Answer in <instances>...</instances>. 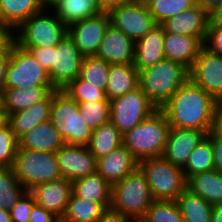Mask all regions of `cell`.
<instances>
[{
    "label": "cell",
    "mask_w": 222,
    "mask_h": 222,
    "mask_svg": "<svg viewBox=\"0 0 222 222\" xmlns=\"http://www.w3.org/2000/svg\"><path fill=\"white\" fill-rule=\"evenodd\" d=\"M122 144V134L111 121H108L92 131L87 147L96 159H100Z\"/></svg>",
    "instance_id": "1f68e13d"
},
{
    "label": "cell",
    "mask_w": 222,
    "mask_h": 222,
    "mask_svg": "<svg viewBox=\"0 0 222 222\" xmlns=\"http://www.w3.org/2000/svg\"><path fill=\"white\" fill-rule=\"evenodd\" d=\"M0 222H13L8 210L0 208Z\"/></svg>",
    "instance_id": "6f0895ef"
},
{
    "label": "cell",
    "mask_w": 222,
    "mask_h": 222,
    "mask_svg": "<svg viewBox=\"0 0 222 222\" xmlns=\"http://www.w3.org/2000/svg\"><path fill=\"white\" fill-rule=\"evenodd\" d=\"M204 47L211 53L222 56V24L209 21Z\"/></svg>",
    "instance_id": "7bdbcfd3"
},
{
    "label": "cell",
    "mask_w": 222,
    "mask_h": 222,
    "mask_svg": "<svg viewBox=\"0 0 222 222\" xmlns=\"http://www.w3.org/2000/svg\"><path fill=\"white\" fill-rule=\"evenodd\" d=\"M65 144L51 120L27 131L18 139V147L56 153Z\"/></svg>",
    "instance_id": "cb8c5ba5"
},
{
    "label": "cell",
    "mask_w": 222,
    "mask_h": 222,
    "mask_svg": "<svg viewBox=\"0 0 222 222\" xmlns=\"http://www.w3.org/2000/svg\"><path fill=\"white\" fill-rule=\"evenodd\" d=\"M43 9L53 10L60 0H39Z\"/></svg>",
    "instance_id": "9f6ffc18"
},
{
    "label": "cell",
    "mask_w": 222,
    "mask_h": 222,
    "mask_svg": "<svg viewBox=\"0 0 222 222\" xmlns=\"http://www.w3.org/2000/svg\"><path fill=\"white\" fill-rule=\"evenodd\" d=\"M41 10L39 0H0V21L15 30Z\"/></svg>",
    "instance_id": "4dcf8cb0"
},
{
    "label": "cell",
    "mask_w": 222,
    "mask_h": 222,
    "mask_svg": "<svg viewBox=\"0 0 222 222\" xmlns=\"http://www.w3.org/2000/svg\"><path fill=\"white\" fill-rule=\"evenodd\" d=\"M164 38V28L161 24H157L135 42L134 66L138 71L154 66L165 58Z\"/></svg>",
    "instance_id": "44dd1931"
},
{
    "label": "cell",
    "mask_w": 222,
    "mask_h": 222,
    "mask_svg": "<svg viewBox=\"0 0 222 222\" xmlns=\"http://www.w3.org/2000/svg\"><path fill=\"white\" fill-rule=\"evenodd\" d=\"M209 21V12L195 4L172 18H169L161 25L165 33L198 37L204 43Z\"/></svg>",
    "instance_id": "ac0fdd59"
},
{
    "label": "cell",
    "mask_w": 222,
    "mask_h": 222,
    "mask_svg": "<svg viewBox=\"0 0 222 222\" xmlns=\"http://www.w3.org/2000/svg\"><path fill=\"white\" fill-rule=\"evenodd\" d=\"M214 170V159L211 141L206 137L188 156L183 168L185 178Z\"/></svg>",
    "instance_id": "836d02e7"
},
{
    "label": "cell",
    "mask_w": 222,
    "mask_h": 222,
    "mask_svg": "<svg viewBox=\"0 0 222 222\" xmlns=\"http://www.w3.org/2000/svg\"><path fill=\"white\" fill-rule=\"evenodd\" d=\"M56 155L62 178L73 182L96 172L97 159L87 146L64 144Z\"/></svg>",
    "instance_id": "9a60e30c"
},
{
    "label": "cell",
    "mask_w": 222,
    "mask_h": 222,
    "mask_svg": "<svg viewBox=\"0 0 222 222\" xmlns=\"http://www.w3.org/2000/svg\"><path fill=\"white\" fill-rule=\"evenodd\" d=\"M18 148V139L7 123L0 129V167L13 168Z\"/></svg>",
    "instance_id": "60d3db41"
},
{
    "label": "cell",
    "mask_w": 222,
    "mask_h": 222,
    "mask_svg": "<svg viewBox=\"0 0 222 222\" xmlns=\"http://www.w3.org/2000/svg\"><path fill=\"white\" fill-rule=\"evenodd\" d=\"M110 24L108 12L86 18L68 27V34L84 56L96 55Z\"/></svg>",
    "instance_id": "5bb4252c"
},
{
    "label": "cell",
    "mask_w": 222,
    "mask_h": 222,
    "mask_svg": "<svg viewBox=\"0 0 222 222\" xmlns=\"http://www.w3.org/2000/svg\"><path fill=\"white\" fill-rule=\"evenodd\" d=\"M110 64L93 56H84L79 77L105 92L108 83Z\"/></svg>",
    "instance_id": "e575fe53"
},
{
    "label": "cell",
    "mask_w": 222,
    "mask_h": 222,
    "mask_svg": "<svg viewBox=\"0 0 222 222\" xmlns=\"http://www.w3.org/2000/svg\"><path fill=\"white\" fill-rule=\"evenodd\" d=\"M203 47L204 43L198 37L165 33L164 57L179 62L188 69Z\"/></svg>",
    "instance_id": "603a6c76"
},
{
    "label": "cell",
    "mask_w": 222,
    "mask_h": 222,
    "mask_svg": "<svg viewBox=\"0 0 222 222\" xmlns=\"http://www.w3.org/2000/svg\"><path fill=\"white\" fill-rule=\"evenodd\" d=\"M135 42L109 24L96 57L108 64H134Z\"/></svg>",
    "instance_id": "d6986e66"
},
{
    "label": "cell",
    "mask_w": 222,
    "mask_h": 222,
    "mask_svg": "<svg viewBox=\"0 0 222 222\" xmlns=\"http://www.w3.org/2000/svg\"><path fill=\"white\" fill-rule=\"evenodd\" d=\"M53 86H32L31 88H9L2 91V105L7 116L25 110L35 103L43 101L52 91Z\"/></svg>",
    "instance_id": "d4e9b609"
},
{
    "label": "cell",
    "mask_w": 222,
    "mask_h": 222,
    "mask_svg": "<svg viewBox=\"0 0 222 222\" xmlns=\"http://www.w3.org/2000/svg\"><path fill=\"white\" fill-rule=\"evenodd\" d=\"M138 167L145 174L153 200L176 201L186 188L183 169L163 157L144 159Z\"/></svg>",
    "instance_id": "ba28073f"
},
{
    "label": "cell",
    "mask_w": 222,
    "mask_h": 222,
    "mask_svg": "<svg viewBox=\"0 0 222 222\" xmlns=\"http://www.w3.org/2000/svg\"><path fill=\"white\" fill-rule=\"evenodd\" d=\"M83 58L69 34L53 47V66L48 75L56 90L65 89L80 75Z\"/></svg>",
    "instance_id": "7c38bea8"
},
{
    "label": "cell",
    "mask_w": 222,
    "mask_h": 222,
    "mask_svg": "<svg viewBox=\"0 0 222 222\" xmlns=\"http://www.w3.org/2000/svg\"><path fill=\"white\" fill-rule=\"evenodd\" d=\"M53 86L46 70L26 49L12 44L6 69L4 89Z\"/></svg>",
    "instance_id": "9c48e42d"
},
{
    "label": "cell",
    "mask_w": 222,
    "mask_h": 222,
    "mask_svg": "<svg viewBox=\"0 0 222 222\" xmlns=\"http://www.w3.org/2000/svg\"><path fill=\"white\" fill-rule=\"evenodd\" d=\"M211 222H222V203L213 206Z\"/></svg>",
    "instance_id": "11a10c76"
},
{
    "label": "cell",
    "mask_w": 222,
    "mask_h": 222,
    "mask_svg": "<svg viewBox=\"0 0 222 222\" xmlns=\"http://www.w3.org/2000/svg\"><path fill=\"white\" fill-rule=\"evenodd\" d=\"M98 222H134L129 216L108 208Z\"/></svg>",
    "instance_id": "c3c4849f"
},
{
    "label": "cell",
    "mask_w": 222,
    "mask_h": 222,
    "mask_svg": "<svg viewBox=\"0 0 222 222\" xmlns=\"http://www.w3.org/2000/svg\"><path fill=\"white\" fill-rule=\"evenodd\" d=\"M52 101L53 91L43 101L8 115V124L17 139L39 124L51 120Z\"/></svg>",
    "instance_id": "7402d4cb"
},
{
    "label": "cell",
    "mask_w": 222,
    "mask_h": 222,
    "mask_svg": "<svg viewBox=\"0 0 222 222\" xmlns=\"http://www.w3.org/2000/svg\"><path fill=\"white\" fill-rule=\"evenodd\" d=\"M0 106H3L2 105V91H0Z\"/></svg>",
    "instance_id": "91938a15"
},
{
    "label": "cell",
    "mask_w": 222,
    "mask_h": 222,
    "mask_svg": "<svg viewBox=\"0 0 222 222\" xmlns=\"http://www.w3.org/2000/svg\"><path fill=\"white\" fill-rule=\"evenodd\" d=\"M72 192L82 199L111 204L112 186L97 172L73 181Z\"/></svg>",
    "instance_id": "f1b7e54d"
},
{
    "label": "cell",
    "mask_w": 222,
    "mask_h": 222,
    "mask_svg": "<svg viewBox=\"0 0 222 222\" xmlns=\"http://www.w3.org/2000/svg\"><path fill=\"white\" fill-rule=\"evenodd\" d=\"M78 109L92 131L110 121V101L80 102Z\"/></svg>",
    "instance_id": "f35d334b"
},
{
    "label": "cell",
    "mask_w": 222,
    "mask_h": 222,
    "mask_svg": "<svg viewBox=\"0 0 222 222\" xmlns=\"http://www.w3.org/2000/svg\"><path fill=\"white\" fill-rule=\"evenodd\" d=\"M14 42V30L8 24L0 21V52H11Z\"/></svg>",
    "instance_id": "bcb514c9"
},
{
    "label": "cell",
    "mask_w": 222,
    "mask_h": 222,
    "mask_svg": "<svg viewBox=\"0 0 222 222\" xmlns=\"http://www.w3.org/2000/svg\"><path fill=\"white\" fill-rule=\"evenodd\" d=\"M51 122L65 144L88 145L92 130L81 117L78 103L63 90L53 91Z\"/></svg>",
    "instance_id": "8992f818"
},
{
    "label": "cell",
    "mask_w": 222,
    "mask_h": 222,
    "mask_svg": "<svg viewBox=\"0 0 222 222\" xmlns=\"http://www.w3.org/2000/svg\"><path fill=\"white\" fill-rule=\"evenodd\" d=\"M53 12L69 27L73 23L97 16L104 11L99 0H60Z\"/></svg>",
    "instance_id": "83f0119b"
},
{
    "label": "cell",
    "mask_w": 222,
    "mask_h": 222,
    "mask_svg": "<svg viewBox=\"0 0 222 222\" xmlns=\"http://www.w3.org/2000/svg\"><path fill=\"white\" fill-rule=\"evenodd\" d=\"M218 102L188 79L160 108L170 127L198 129L207 134L214 129Z\"/></svg>",
    "instance_id": "6da1fadb"
},
{
    "label": "cell",
    "mask_w": 222,
    "mask_h": 222,
    "mask_svg": "<svg viewBox=\"0 0 222 222\" xmlns=\"http://www.w3.org/2000/svg\"><path fill=\"white\" fill-rule=\"evenodd\" d=\"M170 125L161 109H156L132 130L122 135L123 145L138 161L162 157Z\"/></svg>",
    "instance_id": "3957f363"
},
{
    "label": "cell",
    "mask_w": 222,
    "mask_h": 222,
    "mask_svg": "<svg viewBox=\"0 0 222 222\" xmlns=\"http://www.w3.org/2000/svg\"><path fill=\"white\" fill-rule=\"evenodd\" d=\"M195 4L210 12L216 7L222 0H194Z\"/></svg>",
    "instance_id": "db71d44e"
},
{
    "label": "cell",
    "mask_w": 222,
    "mask_h": 222,
    "mask_svg": "<svg viewBox=\"0 0 222 222\" xmlns=\"http://www.w3.org/2000/svg\"><path fill=\"white\" fill-rule=\"evenodd\" d=\"M111 204H100L77 197L73 192L60 222H98Z\"/></svg>",
    "instance_id": "f546056e"
},
{
    "label": "cell",
    "mask_w": 222,
    "mask_h": 222,
    "mask_svg": "<svg viewBox=\"0 0 222 222\" xmlns=\"http://www.w3.org/2000/svg\"><path fill=\"white\" fill-rule=\"evenodd\" d=\"M139 222H184L176 201L153 200Z\"/></svg>",
    "instance_id": "8d00e7d4"
},
{
    "label": "cell",
    "mask_w": 222,
    "mask_h": 222,
    "mask_svg": "<svg viewBox=\"0 0 222 222\" xmlns=\"http://www.w3.org/2000/svg\"><path fill=\"white\" fill-rule=\"evenodd\" d=\"M13 169L16 178L26 191L41 183L62 178L57 155L53 152L18 147Z\"/></svg>",
    "instance_id": "52a82bcc"
},
{
    "label": "cell",
    "mask_w": 222,
    "mask_h": 222,
    "mask_svg": "<svg viewBox=\"0 0 222 222\" xmlns=\"http://www.w3.org/2000/svg\"><path fill=\"white\" fill-rule=\"evenodd\" d=\"M108 15L110 24L118 28L134 42L157 25L146 3L141 0L113 7L108 11Z\"/></svg>",
    "instance_id": "8fae6325"
},
{
    "label": "cell",
    "mask_w": 222,
    "mask_h": 222,
    "mask_svg": "<svg viewBox=\"0 0 222 222\" xmlns=\"http://www.w3.org/2000/svg\"><path fill=\"white\" fill-rule=\"evenodd\" d=\"M186 188L212 206L222 203V173L217 170L189 176Z\"/></svg>",
    "instance_id": "4316f807"
},
{
    "label": "cell",
    "mask_w": 222,
    "mask_h": 222,
    "mask_svg": "<svg viewBox=\"0 0 222 222\" xmlns=\"http://www.w3.org/2000/svg\"><path fill=\"white\" fill-rule=\"evenodd\" d=\"M139 87V72L134 64H110L106 98L111 101Z\"/></svg>",
    "instance_id": "484cf974"
},
{
    "label": "cell",
    "mask_w": 222,
    "mask_h": 222,
    "mask_svg": "<svg viewBox=\"0 0 222 222\" xmlns=\"http://www.w3.org/2000/svg\"><path fill=\"white\" fill-rule=\"evenodd\" d=\"M213 131L222 137V103H218L215 113V125Z\"/></svg>",
    "instance_id": "816d5d0a"
},
{
    "label": "cell",
    "mask_w": 222,
    "mask_h": 222,
    "mask_svg": "<svg viewBox=\"0 0 222 222\" xmlns=\"http://www.w3.org/2000/svg\"><path fill=\"white\" fill-rule=\"evenodd\" d=\"M29 192L33 195L36 204L44 207L61 220L72 194V181L59 178L36 185Z\"/></svg>",
    "instance_id": "e0dca14e"
},
{
    "label": "cell",
    "mask_w": 222,
    "mask_h": 222,
    "mask_svg": "<svg viewBox=\"0 0 222 222\" xmlns=\"http://www.w3.org/2000/svg\"><path fill=\"white\" fill-rule=\"evenodd\" d=\"M25 192L15 176L14 169L0 167V208L11 210Z\"/></svg>",
    "instance_id": "d590c367"
},
{
    "label": "cell",
    "mask_w": 222,
    "mask_h": 222,
    "mask_svg": "<svg viewBox=\"0 0 222 222\" xmlns=\"http://www.w3.org/2000/svg\"><path fill=\"white\" fill-rule=\"evenodd\" d=\"M189 79L211 96L222 103V56L211 53L203 47L192 67Z\"/></svg>",
    "instance_id": "4fadbf2b"
},
{
    "label": "cell",
    "mask_w": 222,
    "mask_h": 222,
    "mask_svg": "<svg viewBox=\"0 0 222 222\" xmlns=\"http://www.w3.org/2000/svg\"><path fill=\"white\" fill-rule=\"evenodd\" d=\"M138 167V161L123 144L107 156L97 159L96 172L111 186Z\"/></svg>",
    "instance_id": "ffe728a7"
},
{
    "label": "cell",
    "mask_w": 222,
    "mask_h": 222,
    "mask_svg": "<svg viewBox=\"0 0 222 222\" xmlns=\"http://www.w3.org/2000/svg\"><path fill=\"white\" fill-rule=\"evenodd\" d=\"M152 201L145 174L139 167L112 185L110 208L129 216L134 222L145 216Z\"/></svg>",
    "instance_id": "277c9868"
},
{
    "label": "cell",
    "mask_w": 222,
    "mask_h": 222,
    "mask_svg": "<svg viewBox=\"0 0 222 222\" xmlns=\"http://www.w3.org/2000/svg\"><path fill=\"white\" fill-rule=\"evenodd\" d=\"M8 123V116L3 106H0V129Z\"/></svg>",
    "instance_id": "680465c9"
},
{
    "label": "cell",
    "mask_w": 222,
    "mask_h": 222,
    "mask_svg": "<svg viewBox=\"0 0 222 222\" xmlns=\"http://www.w3.org/2000/svg\"><path fill=\"white\" fill-rule=\"evenodd\" d=\"M63 91L77 103L109 101L103 90L96 89L95 86L90 85L79 76L63 89Z\"/></svg>",
    "instance_id": "ab89813d"
},
{
    "label": "cell",
    "mask_w": 222,
    "mask_h": 222,
    "mask_svg": "<svg viewBox=\"0 0 222 222\" xmlns=\"http://www.w3.org/2000/svg\"><path fill=\"white\" fill-rule=\"evenodd\" d=\"M206 137L202 130L170 127L162 157L183 169L188 156Z\"/></svg>",
    "instance_id": "2e32d148"
},
{
    "label": "cell",
    "mask_w": 222,
    "mask_h": 222,
    "mask_svg": "<svg viewBox=\"0 0 222 222\" xmlns=\"http://www.w3.org/2000/svg\"><path fill=\"white\" fill-rule=\"evenodd\" d=\"M35 204L33 195L26 191L9 210L13 222H29L31 210Z\"/></svg>",
    "instance_id": "b9f144b4"
},
{
    "label": "cell",
    "mask_w": 222,
    "mask_h": 222,
    "mask_svg": "<svg viewBox=\"0 0 222 222\" xmlns=\"http://www.w3.org/2000/svg\"><path fill=\"white\" fill-rule=\"evenodd\" d=\"M29 222H60V219L35 203L30 213Z\"/></svg>",
    "instance_id": "7dc6e473"
},
{
    "label": "cell",
    "mask_w": 222,
    "mask_h": 222,
    "mask_svg": "<svg viewBox=\"0 0 222 222\" xmlns=\"http://www.w3.org/2000/svg\"><path fill=\"white\" fill-rule=\"evenodd\" d=\"M68 34V27L53 10L33 14L14 30L15 43L20 47H56Z\"/></svg>",
    "instance_id": "5b68a950"
},
{
    "label": "cell",
    "mask_w": 222,
    "mask_h": 222,
    "mask_svg": "<svg viewBox=\"0 0 222 222\" xmlns=\"http://www.w3.org/2000/svg\"><path fill=\"white\" fill-rule=\"evenodd\" d=\"M32 54L36 61L46 70L47 73L51 71L53 66V47H21Z\"/></svg>",
    "instance_id": "ee69618b"
},
{
    "label": "cell",
    "mask_w": 222,
    "mask_h": 222,
    "mask_svg": "<svg viewBox=\"0 0 222 222\" xmlns=\"http://www.w3.org/2000/svg\"><path fill=\"white\" fill-rule=\"evenodd\" d=\"M207 138L211 141L212 145L214 170L222 173V137L211 131L207 134Z\"/></svg>",
    "instance_id": "f6af8a7d"
},
{
    "label": "cell",
    "mask_w": 222,
    "mask_h": 222,
    "mask_svg": "<svg viewBox=\"0 0 222 222\" xmlns=\"http://www.w3.org/2000/svg\"><path fill=\"white\" fill-rule=\"evenodd\" d=\"M10 52H0V91H3Z\"/></svg>",
    "instance_id": "681fc988"
},
{
    "label": "cell",
    "mask_w": 222,
    "mask_h": 222,
    "mask_svg": "<svg viewBox=\"0 0 222 222\" xmlns=\"http://www.w3.org/2000/svg\"><path fill=\"white\" fill-rule=\"evenodd\" d=\"M138 72L140 89L157 109L189 79L188 68L166 58Z\"/></svg>",
    "instance_id": "7a4b0ae2"
},
{
    "label": "cell",
    "mask_w": 222,
    "mask_h": 222,
    "mask_svg": "<svg viewBox=\"0 0 222 222\" xmlns=\"http://www.w3.org/2000/svg\"><path fill=\"white\" fill-rule=\"evenodd\" d=\"M133 1L135 0H99V3L102 10L108 12L113 7Z\"/></svg>",
    "instance_id": "f907efd6"
},
{
    "label": "cell",
    "mask_w": 222,
    "mask_h": 222,
    "mask_svg": "<svg viewBox=\"0 0 222 222\" xmlns=\"http://www.w3.org/2000/svg\"><path fill=\"white\" fill-rule=\"evenodd\" d=\"M145 3L157 24L195 5L194 0H147Z\"/></svg>",
    "instance_id": "74e56055"
},
{
    "label": "cell",
    "mask_w": 222,
    "mask_h": 222,
    "mask_svg": "<svg viewBox=\"0 0 222 222\" xmlns=\"http://www.w3.org/2000/svg\"><path fill=\"white\" fill-rule=\"evenodd\" d=\"M156 109L140 87H138L110 101V121L124 135Z\"/></svg>",
    "instance_id": "30bf717a"
},
{
    "label": "cell",
    "mask_w": 222,
    "mask_h": 222,
    "mask_svg": "<svg viewBox=\"0 0 222 222\" xmlns=\"http://www.w3.org/2000/svg\"><path fill=\"white\" fill-rule=\"evenodd\" d=\"M176 202L184 222H211L213 206L189 189L185 188Z\"/></svg>",
    "instance_id": "d6a6232c"
},
{
    "label": "cell",
    "mask_w": 222,
    "mask_h": 222,
    "mask_svg": "<svg viewBox=\"0 0 222 222\" xmlns=\"http://www.w3.org/2000/svg\"><path fill=\"white\" fill-rule=\"evenodd\" d=\"M209 16L211 23L222 24V1L209 12Z\"/></svg>",
    "instance_id": "f5cc1de1"
}]
</instances>
